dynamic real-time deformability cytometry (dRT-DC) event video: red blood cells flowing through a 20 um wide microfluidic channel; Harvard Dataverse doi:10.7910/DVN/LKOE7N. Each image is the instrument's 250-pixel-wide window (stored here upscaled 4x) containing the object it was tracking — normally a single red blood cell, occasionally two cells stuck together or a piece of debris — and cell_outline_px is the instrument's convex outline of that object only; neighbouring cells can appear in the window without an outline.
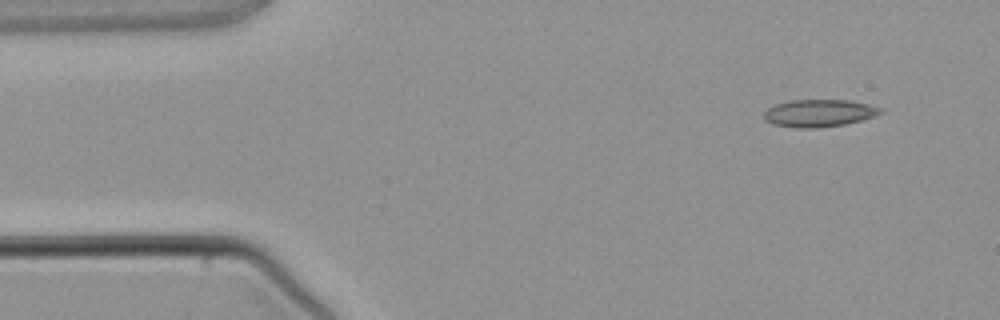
{"species": "common noctule bat (a hibernating species)", "species_latin": "Nyctalus noctula", "temperature_condition": "warm", "stored_images_in_passage": 3, "camera_frame_rate_fps": 3000, "um_per_image_px": 0.085, "animal": {"sex": "male", "body_mass_g": 21.5, "forearm_length_mm": 52.0}, "frame": {"image": 1, "passage_image": 1, "time_ms": 0.0, "image_size_px": [1000, 320], "cell_outline_px": [[884, 112], [876, 116], [844, 124], [816, 128], [796, 128], [772, 124], [764, 120], [764, 112], [768, 108], [776, 104], [792, 100], [848, 100], [868, 104], [884, 108]], "centroid_in_image_um": [69.63, 9.62], "position_along_channel_um": 15.4, "area_um2": 18.67}}
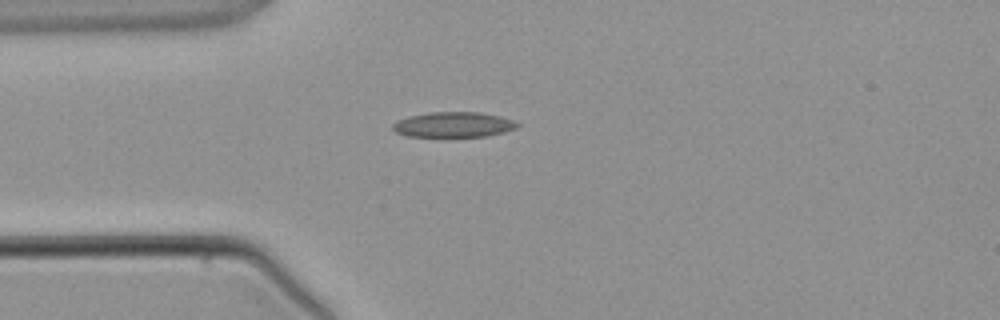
{"frame": {"image": 2, "passage_image": 3, "time_ms": 2.333, "image_size_px": [1000, 320], "cell_outline_px": [[520, 124], [516, 128], [504, 132], [488, 136], [448, 140], [404, 136], [396, 132], [392, 128], [392, 124], [408, 116], [432, 112], [476, 112], [500, 116], [512, 120]], "centroid_in_image_um": [38.51, 10.66], "position_along_channel_um": 46.5, "area_um2": 19.36}}